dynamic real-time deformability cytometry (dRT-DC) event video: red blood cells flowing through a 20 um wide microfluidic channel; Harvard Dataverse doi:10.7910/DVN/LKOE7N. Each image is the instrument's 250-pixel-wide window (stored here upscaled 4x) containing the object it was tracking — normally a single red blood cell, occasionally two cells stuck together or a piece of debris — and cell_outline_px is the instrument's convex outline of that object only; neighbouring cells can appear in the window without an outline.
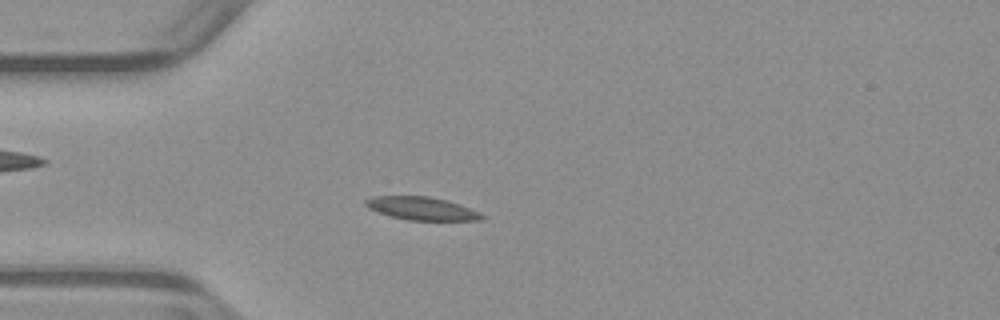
{"species": "common noctule bat (a hibernating species)", "species_latin": "Nyctalus noctula", "temperature_condition": "warm", "stored_images_in_passage": 52, "camera_frame_rate_fps": 3000, "um_per_image_px": 0.085, "animal": {"sex": "male", "body_mass_g": 23.1, "forearm_length_mm": 52.7}, "frame": {"image": 1, "passage_image": 14, "time_ms": 4.333, "image_size_px": [1000, 320], "cell_outline_px": [[484, 216], [480, 220], [408, 220], [392, 216], [368, 208], [364, 204], [364, 200], [372, 196], [428, 196], [448, 200], [460, 204], [480, 212]], "centroid_in_image_um": [35.84, 17.71], "position_along_channel_um": 49.2, "area_um2": 15.55}}
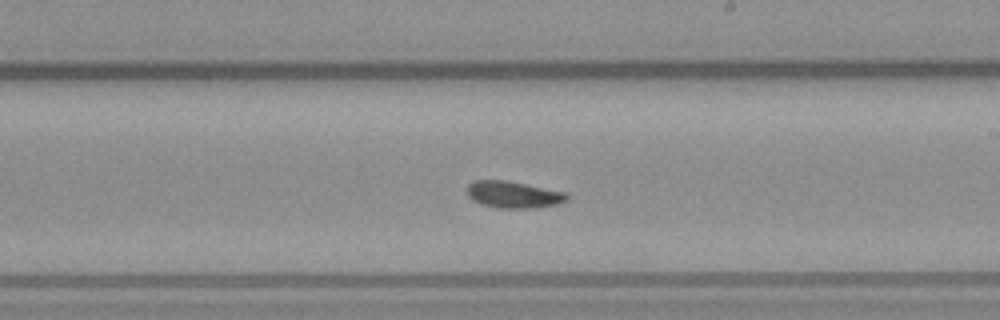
{"frame": {"image": 2, "passage_image": 30, "time_ms": 9.667, "image_size_px": [1000, 320], "cell_outline_px": [[568, 200], [556, 204], [536, 208], [496, 208], [480, 204], [472, 200], [468, 196], [468, 184], [472, 180], [504, 180], [568, 192]], "centroid_in_image_um": [43.64, 16.54], "position_along_channel_um": 245.4, "area_um2": 15.72}}
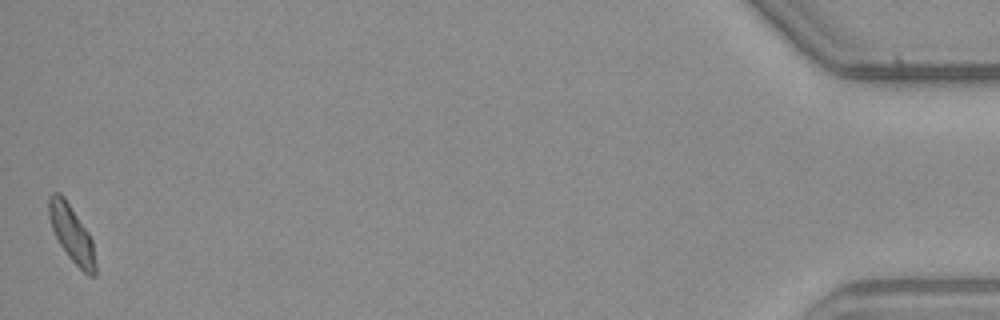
{"frame": {"image": 3, "passage_image": 52, "time_ms": 17.0, "image_size_px": [1000, 320], "cell_outline_px": [[96, 276], [88, 276], [68, 256], [60, 244], [52, 228], [48, 216], [48, 196], [52, 192], [60, 192], [64, 196], [88, 232], [92, 240], [96, 264]], "centroid_in_image_um": [6.08, 19.84], "position_along_channel_um": 429.1, "area_um2": 15.37}}